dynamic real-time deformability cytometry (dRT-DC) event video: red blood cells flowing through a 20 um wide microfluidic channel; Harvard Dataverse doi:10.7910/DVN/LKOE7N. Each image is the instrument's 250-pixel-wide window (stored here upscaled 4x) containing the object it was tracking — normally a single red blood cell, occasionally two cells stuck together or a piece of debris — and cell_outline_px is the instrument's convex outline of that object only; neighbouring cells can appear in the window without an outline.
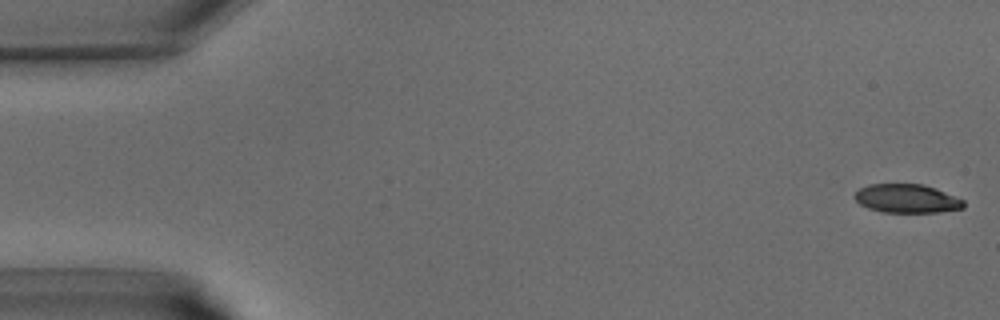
{"species": "common noctule bat (a hibernating species)", "species_latin": "Nyctalus noctula", "temperature_condition": "warm", "stored_images_in_passage": 40, "camera_frame_rate_fps": 3000, "um_per_image_px": 0.085, "animal": {"sex": "male", "body_mass_g": 15.6}, "frame": {"image": 1, "passage_image": 1, "time_ms": 0.0, "image_size_px": [1000, 320], "cell_outline_px": [[964, 208], [940, 212], [884, 212], [868, 208], [860, 204], [852, 196], [860, 188], [868, 184], [924, 184], [936, 188], [964, 200]], "centroid_in_image_um": [77.08, 16.87], "position_along_channel_um": 7.9, "area_um2": 18.26}}
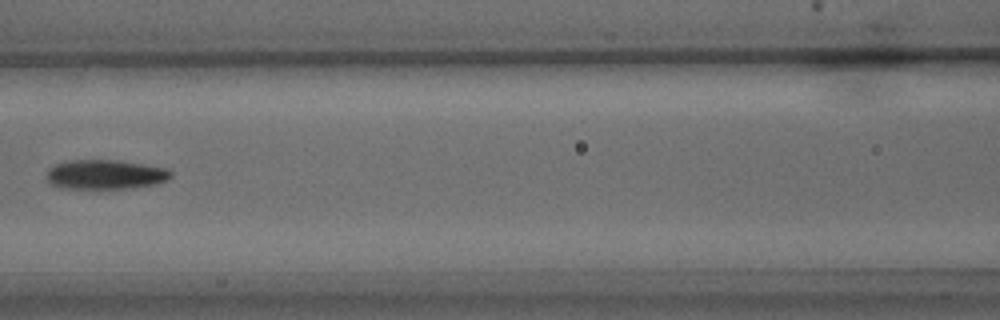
{"frame": {"image": 2, "passage_image": 18, "time_ms": 5.667, "image_size_px": [1000, 320], "cell_outline_px": [[172, 176], [168, 180], [152, 184], [124, 188], [60, 188], [48, 184], [44, 176], [48, 168], [52, 164], [64, 160], [120, 160], [168, 168], [172, 172]], "centroid_in_image_um": [8.86, 14.81], "position_along_channel_um": 157.7, "area_um2": 21.73}}
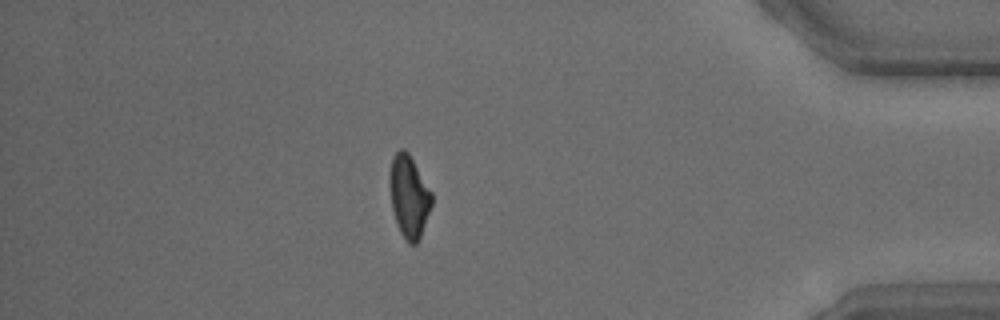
{"frame": {"image": 3, "passage_image": 35, "time_ms": 11.333, "image_size_px": [1000, 320], "cell_outline_px": [[432, 204], [420, 236], [416, 244], [408, 244], [400, 232], [396, 224], [392, 208], [388, 176], [392, 156], [400, 148], [404, 148], [408, 152], [432, 192]], "centroid_in_image_um": [34.74, 16.67], "position_along_channel_um": 400.5, "area_um2": 20.23}}